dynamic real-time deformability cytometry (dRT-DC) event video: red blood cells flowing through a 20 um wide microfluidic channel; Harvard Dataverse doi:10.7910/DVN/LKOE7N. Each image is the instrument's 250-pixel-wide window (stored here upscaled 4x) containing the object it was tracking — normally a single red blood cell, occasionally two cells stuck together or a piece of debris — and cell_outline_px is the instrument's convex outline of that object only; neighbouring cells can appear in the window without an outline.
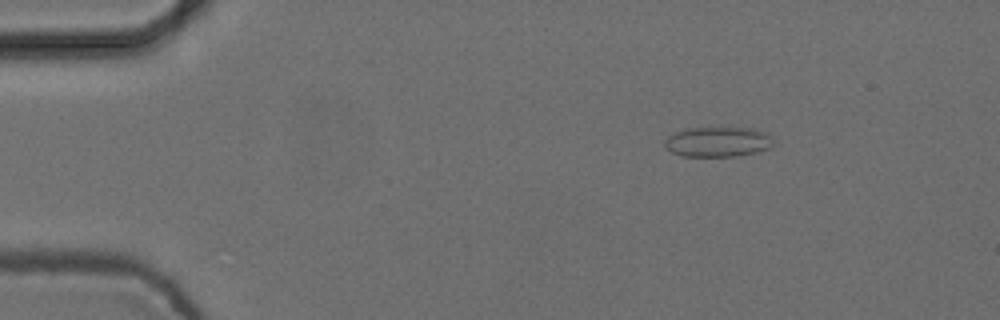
{"species": "common noctule bat (a hibernating species)", "species_latin": "Nyctalus noctula", "temperature_condition": "cold", "stored_images_in_passage": 5, "camera_frame_rate_fps": 3000, "um_per_image_px": 0.085, "animal": {"sex": "female", "body_mass_g": 24.6, "forearm_length_mm": 56.2}, "frame": {"image": 1, "passage_image": 2, "time_ms": 0.333, "image_size_px": [1000, 320], "cell_outline_px": [[772, 148], [756, 152], [736, 156], [680, 156], [664, 148], [664, 140], [668, 136], [684, 128], [760, 128], [772, 136]], "centroid_in_image_um": [61.03, 12.05], "position_along_channel_um": 24.0, "area_um2": 19.31}}